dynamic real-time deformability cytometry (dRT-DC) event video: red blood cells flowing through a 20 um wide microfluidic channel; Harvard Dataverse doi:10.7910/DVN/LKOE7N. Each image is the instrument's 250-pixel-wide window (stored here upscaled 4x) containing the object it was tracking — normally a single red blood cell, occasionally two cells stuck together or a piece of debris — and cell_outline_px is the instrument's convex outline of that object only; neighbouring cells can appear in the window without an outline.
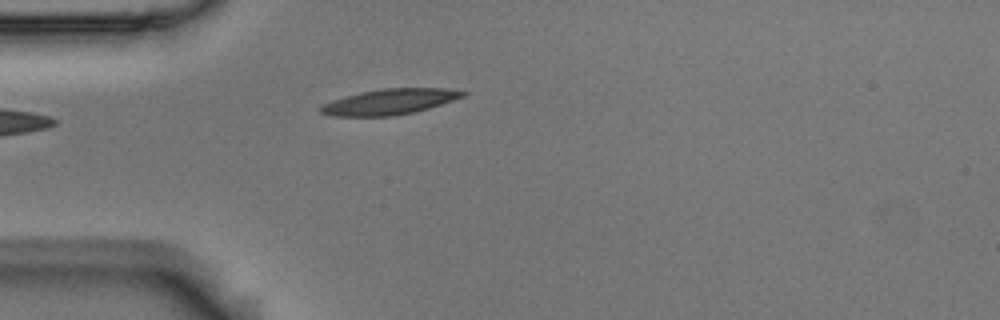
{"species": "Egyptian fruit bat (a non-hibernating species)", "species_latin": "Rousettus aegyptiacus", "temperature_condition": "room temperature", "stored_images_in_passage": 3, "camera_frame_rate_fps": 3000, "um_per_image_px": 0.085, "animal": {"sex": "male"}, "frame": {"image": 1, "passage_image": 3, "time_ms": 0.667, "image_size_px": [1000, 320], "cell_outline_px": [[468, 92], [464, 96], [416, 112], [392, 116], [332, 116], [320, 112], [320, 104], [344, 96], [360, 92], [384, 88], [444, 88]], "centroid_in_image_um": [33.07, 8.65], "position_along_channel_um": 51.9, "area_um2": 21.15}}